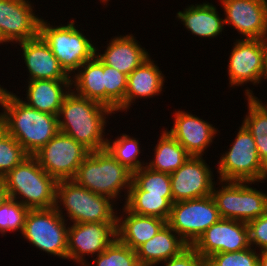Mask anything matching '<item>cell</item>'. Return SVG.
Returning a JSON list of instances; mask_svg holds the SVG:
<instances>
[{
	"mask_svg": "<svg viewBox=\"0 0 267 266\" xmlns=\"http://www.w3.org/2000/svg\"><path fill=\"white\" fill-rule=\"evenodd\" d=\"M202 266H208V262L205 260Z\"/></svg>",
	"mask_w": 267,
	"mask_h": 266,
	"instance_id": "ee69618b",
	"label": "cell"
},
{
	"mask_svg": "<svg viewBox=\"0 0 267 266\" xmlns=\"http://www.w3.org/2000/svg\"><path fill=\"white\" fill-rule=\"evenodd\" d=\"M221 219L211 195L172 204L167 224L191 246Z\"/></svg>",
	"mask_w": 267,
	"mask_h": 266,
	"instance_id": "30bf717a",
	"label": "cell"
},
{
	"mask_svg": "<svg viewBox=\"0 0 267 266\" xmlns=\"http://www.w3.org/2000/svg\"><path fill=\"white\" fill-rule=\"evenodd\" d=\"M28 156L19 142L0 126V179Z\"/></svg>",
	"mask_w": 267,
	"mask_h": 266,
	"instance_id": "836d02e7",
	"label": "cell"
},
{
	"mask_svg": "<svg viewBox=\"0 0 267 266\" xmlns=\"http://www.w3.org/2000/svg\"><path fill=\"white\" fill-rule=\"evenodd\" d=\"M29 208L13 198H8L0 206V234L4 237L8 232L22 233Z\"/></svg>",
	"mask_w": 267,
	"mask_h": 266,
	"instance_id": "e575fe53",
	"label": "cell"
},
{
	"mask_svg": "<svg viewBox=\"0 0 267 266\" xmlns=\"http://www.w3.org/2000/svg\"><path fill=\"white\" fill-rule=\"evenodd\" d=\"M67 224L55 207L29 209L21 236L48 255L67 259Z\"/></svg>",
	"mask_w": 267,
	"mask_h": 266,
	"instance_id": "9c48e42d",
	"label": "cell"
},
{
	"mask_svg": "<svg viewBox=\"0 0 267 266\" xmlns=\"http://www.w3.org/2000/svg\"><path fill=\"white\" fill-rule=\"evenodd\" d=\"M189 245L166 224L155 236L135 251L141 266H157L178 256Z\"/></svg>",
	"mask_w": 267,
	"mask_h": 266,
	"instance_id": "d4e9b609",
	"label": "cell"
},
{
	"mask_svg": "<svg viewBox=\"0 0 267 266\" xmlns=\"http://www.w3.org/2000/svg\"><path fill=\"white\" fill-rule=\"evenodd\" d=\"M155 63L150 56L128 75L125 113L128 112L131 105H134L133 103H136L135 100L140 98L148 100L163 93L166 76Z\"/></svg>",
	"mask_w": 267,
	"mask_h": 266,
	"instance_id": "7402d4cb",
	"label": "cell"
},
{
	"mask_svg": "<svg viewBox=\"0 0 267 266\" xmlns=\"http://www.w3.org/2000/svg\"><path fill=\"white\" fill-rule=\"evenodd\" d=\"M115 114L107 106L81 97L72 90L65 96L58 114L59 132L72 137L90 152L106 148V125Z\"/></svg>",
	"mask_w": 267,
	"mask_h": 266,
	"instance_id": "7a4b0ae2",
	"label": "cell"
},
{
	"mask_svg": "<svg viewBox=\"0 0 267 266\" xmlns=\"http://www.w3.org/2000/svg\"><path fill=\"white\" fill-rule=\"evenodd\" d=\"M7 44L5 41H4V39H3V37L1 36V34H0V44L1 45H4V44Z\"/></svg>",
	"mask_w": 267,
	"mask_h": 266,
	"instance_id": "7bdbcfd3",
	"label": "cell"
},
{
	"mask_svg": "<svg viewBox=\"0 0 267 266\" xmlns=\"http://www.w3.org/2000/svg\"><path fill=\"white\" fill-rule=\"evenodd\" d=\"M249 245L258 251H267V212L247 223Z\"/></svg>",
	"mask_w": 267,
	"mask_h": 266,
	"instance_id": "8d00e7d4",
	"label": "cell"
},
{
	"mask_svg": "<svg viewBox=\"0 0 267 266\" xmlns=\"http://www.w3.org/2000/svg\"><path fill=\"white\" fill-rule=\"evenodd\" d=\"M238 128L234 142L219 156L217 178L222 181L265 183L267 168L259 159L255 140L242 123Z\"/></svg>",
	"mask_w": 267,
	"mask_h": 266,
	"instance_id": "ba28073f",
	"label": "cell"
},
{
	"mask_svg": "<svg viewBox=\"0 0 267 266\" xmlns=\"http://www.w3.org/2000/svg\"><path fill=\"white\" fill-rule=\"evenodd\" d=\"M117 203L107 196L91 192L72 179L57 182L55 208L69 224L117 222Z\"/></svg>",
	"mask_w": 267,
	"mask_h": 266,
	"instance_id": "5b68a950",
	"label": "cell"
},
{
	"mask_svg": "<svg viewBox=\"0 0 267 266\" xmlns=\"http://www.w3.org/2000/svg\"><path fill=\"white\" fill-rule=\"evenodd\" d=\"M24 86L22 99L28 106L52 115L59 114L65 96L71 91V80H31ZM27 87V88H26ZM25 99V100H23Z\"/></svg>",
	"mask_w": 267,
	"mask_h": 266,
	"instance_id": "cb8c5ba5",
	"label": "cell"
},
{
	"mask_svg": "<svg viewBox=\"0 0 267 266\" xmlns=\"http://www.w3.org/2000/svg\"><path fill=\"white\" fill-rule=\"evenodd\" d=\"M17 44L22 49L20 55L24 60L27 76H29L26 81L71 80L40 35Z\"/></svg>",
	"mask_w": 267,
	"mask_h": 266,
	"instance_id": "d6986e66",
	"label": "cell"
},
{
	"mask_svg": "<svg viewBox=\"0 0 267 266\" xmlns=\"http://www.w3.org/2000/svg\"><path fill=\"white\" fill-rule=\"evenodd\" d=\"M244 91L248 111L242 124L253 136L259 159L267 168V102L260 101L248 87Z\"/></svg>",
	"mask_w": 267,
	"mask_h": 266,
	"instance_id": "4316f807",
	"label": "cell"
},
{
	"mask_svg": "<svg viewBox=\"0 0 267 266\" xmlns=\"http://www.w3.org/2000/svg\"><path fill=\"white\" fill-rule=\"evenodd\" d=\"M32 4L30 0H0V34L7 44L14 46L39 35L42 16Z\"/></svg>",
	"mask_w": 267,
	"mask_h": 266,
	"instance_id": "e0dca14e",
	"label": "cell"
},
{
	"mask_svg": "<svg viewBox=\"0 0 267 266\" xmlns=\"http://www.w3.org/2000/svg\"><path fill=\"white\" fill-rule=\"evenodd\" d=\"M105 106L115 112L125 113V95L128 75L103 63Z\"/></svg>",
	"mask_w": 267,
	"mask_h": 266,
	"instance_id": "1f68e13d",
	"label": "cell"
},
{
	"mask_svg": "<svg viewBox=\"0 0 267 266\" xmlns=\"http://www.w3.org/2000/svg\"><path fill=\"white\" fill-rule=\"evenodd\" d=\"M258 266H267V251H259Z\"/></svg>",
	"mask_w": 267,
	"mask_h": 266,
	"instance_id": "60d3db41",
	"label": "cell"
},
{
	"mask_svg": "<svg viewBox=\"0 0 267 266\" xmlns=\"http://www.w3.org/2000/svg\"><path fill=\"white\" fill-rule=\"evenodd\" d=\"M100 1V3L102 4L103 3V5H105V7L107 6V3L109 2V1H111V0H99Z\"/></svg>",
	"mask_w": 267,
	"mask_h": 266,
	"instance_id": "b9f144b4",
	"label": "cell"
},
{
	"mask_svg": "<svg viewBox=\"0 0 267 266\" xmlns=\"http://www.w3.org/2000/svg\"><path fill=\"white\" fill-rule=\"evenodd\" d=\"M225 25L242 39L267 38V0H219Z\"/></svg>",
	"mask_w": 267,
	"mask_h": 266,
	"instance_id": "2e32d148",
	"label": "cell"
},
{
	"mask_svg": "<svg viewBox=\"0 0 267 266\" xmlns=\"http://www.w3.org/2000/svg\"><path fill=\"white\" fill-rule=\"evenodd\" d=\"M43 17L39 23V35L47 43L52 53L65 73L71 77L86 61L91 60L96 53V47L91 38L78 29L76 21L67 24L54 25ZM77 26V27H76ZM93 42V43H92Z\"/></svg>",
	"mask_w": 267,
	"mask_h": 266,
	"instance_id": "8992f818",
	"label": "cell"
},
{
	"mask_svg": "<svg viewBox=\"0 0 267 266\" xmlns=\"http://www.w3.org/2000/svg\"><path fill=\"white\" fill-rule=\"evenodd\" d=\"M259 253L251 246L243 251L216 253L206 259L211 266H258Z\"/></svg>",
	"mask_w": 267,
	"mask_h": 266,
	"instance_id": "d590c367",
	"label": "cell"
},
{
	"mask_svg": "<svg viewBox=\"0 0 267 266\" xmlns=\"http://www.w3.org/2000/svg\"><path fill=\"white\" fill-rule=\"evenodd\" d=\"M217 7L209 2L187 5L183 11L176 13V19L181 21L184 28L199 38H217L224 32V18L218 14Z\"/></svg>",
	"mask_w": 267,
	"mask_h": 266,
	"instance_id": "603a6c76",
	"label": "cell"
},
{
	"mask_svg": "<svg viewBox=\"0 0 267 266\" xmlns=\"http://www.w3.org/2000/svg\"><path fill=\"white\" fill-rule=\"evenodd\" d=\"M191 246L204 260L216 253L243 251L250 247L247 223L220 219Z\"/></svg>",
	"mask_w": 267,
	"mask_h": 266,
	"instance_id": "5bb4252c",
	"label": "cell"
},
{
	"mask_svg": "<svg viewBox=\"0 0 267 266\" xmlns=\"http://www.w3.org/2000/svg\"><path fill=\"white\" fill-rule=\"evenodd\" d=\"M71 90L81 97L105 105L103 62L96 55L71 76Z\"/></svg>",
	"mask_w": 267,
	"mask_h": 266,
	"instance_id": "484cf974",
	"label": "cell"
},
{
	"mask_svg": "<svg viewBox=\"0 0 267 266\" xmlns=\"http://www.w3.org/2000/svg\"><path fill=\"white\" fill-rule=\"evenodd\" d=\"M172 204V195H146V191H129L123 206L138 215L168 220Z\"/></svg>",
	"mask_w": 267,
	"mask_h": 266,
	"instance_id": "f1b7e54d",
	"label": "cell"
},
{
	"mask_svg": "<svg viewBox=\"0 0 267 266\" xmlns=\"http://www.w3.org/2000/svg\"><path fill=\"white\" fill-rule=\"evenodd\" d=\"M90 151L75 139L58 132L33 156L57 181L73 179Z\"/></svg>",
	"mask_w": 267,
	"mask_h": 266,
	"instance_id": "8fae6325",
	"label": "cell"
},
{
	"mask_svg": "<svg viewBox=\"0 0 267 266\" xmlns=\"http://www.w3.org/2000/svg\"><path fill=\"white\" fill-rule=\"evenodd\" d=\"M107 42L109 43H106V49L101 51L97 47L95 55L104 64L126 75L150 57V53L139 44L140 42L133 34L114 36Z\"/></svg>",
	"mask_w": 267,
	"mask_h": 266,
	"instance_id": "ffe728a7",
	"label": "cell"
},
{
	"mask_svg": "<svg viewBox=\"0 0 267 266\" xmlns=\"http://www.w3.org/2000/svg\"><path fill=\"white\" fill-rule=\"evenodd\" d=\"M218 182V183H217ZM258 182L216 181L211 196L221 219L248 223L267 212V192L252 185ZM219 186V187H216Z\"/></svg>",
	"mask_w": 267,
	"mask_h": 266,
	"instance_id": "52a82bcc",
	"label": "cell"
},
{
	"mask_svg": "<svg viewBox=\"0 0 267 266\" xmlns=\"http://www.w3.org/2000/svg\"><path fill=\"white\" fill-rule=\"evenodd\" d=\"M155 145L154 155L146 166L157 172L172 174L191 156L165 129Z\"/></svg>",
	"mask_w": 267,
	"mask_h": 266,
	"instance_id": "83f0119b",
	"label": "cell"
},
{
	"mask_svg": "<svg viewBox=\"0 0 267 266\" xmlns=\"http://www.w3.org/2000/svg\"><path fill=\"white\" fill-rule=\"evenodd\" d=\"M214 172L203 156H190L170 174L173 203L211 195Z\"/></svg>",
	"mask_w": 267,
	"mask_h": 266,
	"instance_id": "9a60e30c",
	"label": "cell"
},
{
	"mask_svg": "<svg viewBox=\"0 0 267 266\" xmlns=\"http://www.w3.org/2000/svg\"><path fill=\"white\" fill-rule=\"evenodd\" d=\"M0 84V126L33 156L58 132V116L36 110Z\"/></svg>",
	"mask_w": 267,
	"mask_h": 266,
	"instance_id": "6da1fadb",
	"label": "cell"
},
{
	"mask_svg": "<svg viewBox=\"0 0 267 266\" xmlns=\"http://www.w3.org/2000/svg\"><path fill=\"white\" fill-rule=\"evenodd\" d=\"M8 196L29 209L55 207L57 180L29 155L2 178Z\"/></svg>",
	"mask_w": 267,
	"mask_h": 266,
	"instance_id": "277c9868",
	"label": "cell"
},
{
	"mask_svg": "<svg viewBox=\"0 0 267 266\" xmlns=\"http://www.w3.org/2000/svg\"><path fill=\"white\" fill-rule=\"evenodd\" d=\"M174 123L170 130L164 128L191 156H204L220 133L213 124L191 112L178 109L173 114Z\"/></svg>",
	"mask_w": 267,
	"mask_h": 266,
	"instance_id": "ac0fdd59",
	"label": "cell"
},
{
	"mask_svg": "<svg viewBox=\"0 0 267 266\" xmlns=\"http://www.w3.org/2000/svg\"><path fill=\"white\" fill-rule=\"evenodd\" d=\"M139 141L137 137L122 133L113 140L107 139L106 149L122 165L134 172L147 164V161L145 162L144 159L142 161L141 156H139L140 153H143L140 150L142 146H140Z\"/></svg>",
	"mask_w": 267,
	"mask_h": 266,
	"instance_id": "f546056e",
	"label": "cell"
},
{
	"mask_svg": "<svg viewBox=\"0 0 267 266\" xmlns=\"http://www.w3.org/2000/svg\"><path fill=\"white\" fill-rule=\"evenodd\" d=\"M117 214V239L124 245L136 250L140 245L155 236L167 220L158 217L138 215L125 206ZM122 213V214H121Z\"/></svg>",
	"mask_w": 267,
	"mask_h": 266,
	"instance_id": "44dd1931",
	"label": "cell"
},
{
	"mask_svg": "<svg viewBox=\"0 0 267 266\" xmlns=\"http://www.w3.org/2000/svg\"><path fill=\"white\" fill-rule=\"evenodd\" d=\"M204 261L192 246H188L178 256L172 257L160 264L163 266H202Z\"/></svg>",
	"mask_w": 267,
	"mask_h": 266,
	"instance_id": "74e56055",
	"label": "cell"
},
{
	"mask_svg": "<svg viewBox=\"0 0 267 266\" xmlns=\"http://www.w3.org/2000/svg\"><path fill=\"white\" fill-rule=\"evenodd\" d=\"M129 191H146V195H172L170 174L143 166L133 172Z\"/></svg>",
	"mask_w": 267,
	"mask_h": 266,
	"instance_id": "4dcf8cb0",
	"label": "cell"
},
{
	"mask_svg": "<svg viewBox=\"0 0 267 266\" xmlns=\"http://www.w3.org/2000/svg\"><path fill=\"white\" fill-rule=\"evenodd\" d=\"M227 62L229 87L261 84L264 70V39H237Z\"/></svg>",
	"mask_w": 267,
	"mask_h": 266,
	"instance_id": "4fadbf2b",
	"label": "cell"
},
{
	"mask_svg": "<svg viewBox=\"0 0 267 266\" xmlns=\"http://www.w3.org/2000/svg\"><path fill=\"white\" fill-rule=\"evenodd\" d=\"M264 70L262 80L267 79V38L264 39Z\"/></svg>",
	"mask_w": 267,
	"mask_h": 266,
	"instance_id": "ab89813d",
	"label": "cell"
},
{
	"mask_svg": "<svg viewBox=\"0 0 267 266\" xmlns=\"http://www.w3.org/2000/svg\"><path fill=\"white\" fill-rule=\"evenodd\" d=\"M84 266H141L136 251L116 239L103 252ZM95 264V265H94Z\"/></svg>",
	"mask_w": 267,
	"mask_h": 266,
	"instance_id": "d6a6232c",
	"label": "cell"
},
{
	"mask_svg": "<svg viewBox=\"0 0 267 266\" xmlns=\"http://www.w3.org/2000/svg\"><path fill=\"white\" fill-rule=\"evenodd\" d=\"M9 198L6 186L2 179H0V206L4 203L5 200Z\"/></svg>",
	"mask_w": 267,
	"mask_h": 266,
	"instance_id": "f35d334b",
	"label": "cell"
},
{
	"mask_svg": "<svg viewBox=\"0 0 267 266\" xmlns=\"http://www.w3.org/2000/svg\"><path fill=\"white\" fill-rule=\"evenodd\" d=\"M132 178L133 172L105 148L90 152L72 180L91 192L107 196L116 202L120 197L126 200Z\"/></svg>",
	"mask_w": 267,
	"mask_h": 266,
	"instance_id": "3957f363",
	"label": "cell"
},
{
	"mask_svg": "<svg viewBox=\"0 0 267 266\" xmlns=\"http://www.w3.org/2000/svg\"><path fill=\"white\" fill-rule=\"evenodd\" d=\"M67 232V260L84 266L86 256L103 252L117 239V222L72 223ZM90 254V255H89Z\"/></svg>",
	"mask_w": 267,
	"mask_h": 266,
	"instance_id": "7c38bea8",
	"label": "cell"
}]
</instances>
